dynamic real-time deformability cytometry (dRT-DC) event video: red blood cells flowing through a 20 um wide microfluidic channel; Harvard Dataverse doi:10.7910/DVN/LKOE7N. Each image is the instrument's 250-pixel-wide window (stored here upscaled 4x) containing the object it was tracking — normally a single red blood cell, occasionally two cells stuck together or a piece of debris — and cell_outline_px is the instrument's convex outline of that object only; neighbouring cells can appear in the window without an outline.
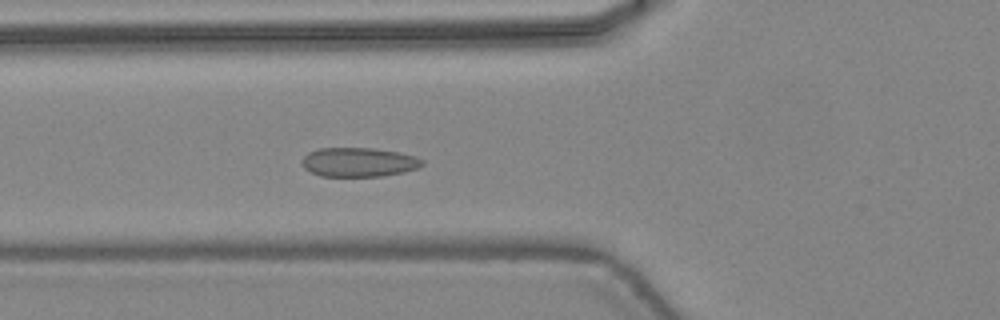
{"species": "common noctule bat (a hibernating species)", "species_latin": "Nyctalus noctula", "temperature_condition": "warm", "stored_images_in_passage": 48, "camera_frame_rate_fps": 3000, "um_per_image_px": 0.085, "animal": {"sex": "female", "body_mass_g": 24.6, "forearm_length_mm": 56.2}, "frame": {"image": 1, "passage_image": 19, "time_ms": 6.0, "image_size_px": [1000, 320], "cell_outline_px": [[424, 164], [420, 168], [404, 172], [380, 176], [320, 176], [304, 168], [304, 156], [308, 152], [320, 148], [372, 148], [400, 152], [416, 156], [424, 160]], "centroid_in_image_um": [30.56, 13.78], "position_along_channel_um": 95.2, "area_um2": 20.46}}
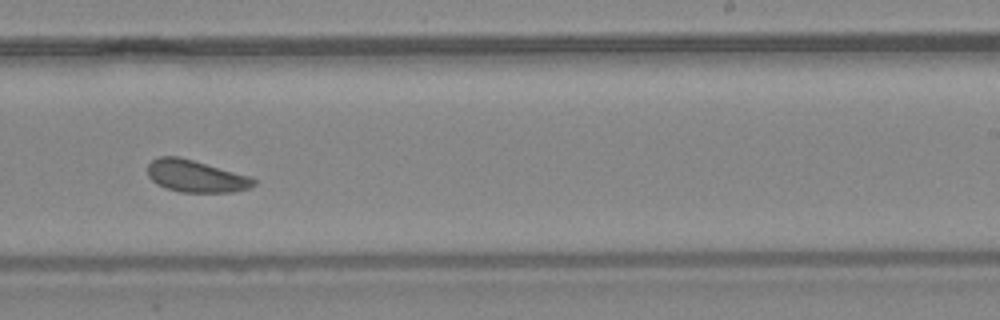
{"frame": {"image": 2, "passage_image": 31, "time_ms": 10.0, "image_size_px": [1000, 320], "cell_outline_px": [[256, 184], [248, 188], [232, 192], [180, 192], [164, 188], [156, 184], [148, 176], [148, 164], [152, 160], [160, 156], [180, 156], [248, 176], [256, 180]], "centroid_in_image_um": [16.6, 14.97], "position_along_channel_um": 272.4, "area_um2": 19.77}}
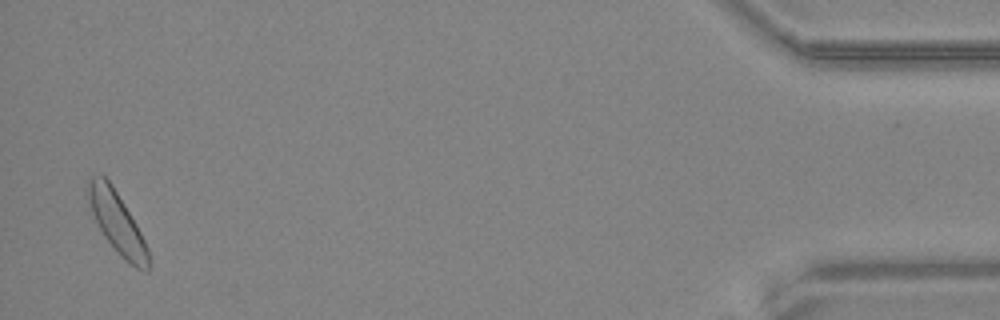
{"frame": {"image": 3, "passage_image": 47, "time_ms": 15.333, "image_size_px": [1000, 320], "cell_outline_px": [[152, 264], [148, 272], [144, 272], [136, 268], [124, 260], [120, 256], [104, 236], [88, 204], [84, 188], [88, 176], [100, 172], [112, 184], [136, 224], [148, 248]], "centroid_in_image_um": [9.92, 18.89], "position_along_channel_um": 425.3, "area_um2": 22.08}, "authors_computed_cell_mechanics": {"area_um2": 20.7791, "velocity_mm_per_s": 4.4239, "shape_relaxation_time_tau1_ms": 1.7617, "shape_relaxation_time_tau2_ms": 3.6323, "deformation_change_tau1": 0.0499, "deformation_change_tau2": 0.084}}